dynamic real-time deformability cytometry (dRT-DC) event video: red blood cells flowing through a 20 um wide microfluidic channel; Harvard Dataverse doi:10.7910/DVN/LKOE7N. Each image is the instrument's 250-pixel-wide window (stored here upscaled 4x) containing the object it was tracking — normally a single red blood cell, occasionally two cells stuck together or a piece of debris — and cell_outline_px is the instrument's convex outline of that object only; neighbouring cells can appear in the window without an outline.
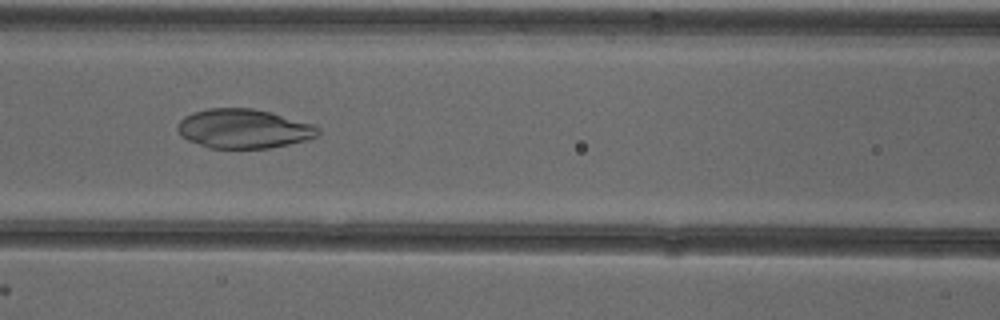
{"species": "common noctule bat (a hibernating species)", "species_latin": "Nyctalus noctula", "temperature_condition": "cold", "stored_images_in_passage": 50, "camera_frame_rate_fps": 3000, "um_per_image_px": 0.085, "animal": {"sex": "female"}, "frame": {"image": 1, "passage_image": 21, "time_ms": 6.667, "image_size_px": [1000, 320], "cell_outline_px": [[320, 132], [316, 136], [304, 140], [288, 144], [268, 148], [208, 148], [188, 140], [180, 136], [176, 132], [176, 124], [184, 116], [192, 112], [208, 108], [252, 108], [272, 112], [312, 124], [320, 128]], "centroid_in_image_um": [20.65, 10.93], "position_along_channel_um": 146.0, "area_um2": 32.31}}
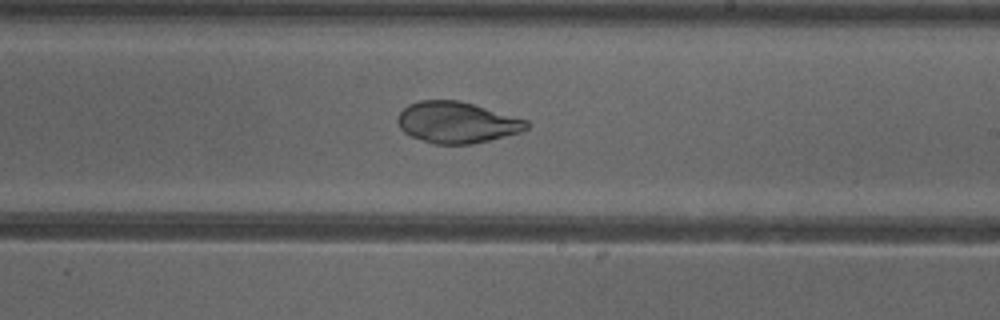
{"frame": {"image": 2, "passage_image": 29, "time_ms": 9.333, "image_size_px": [1000, 320], "cell_outline_px": [[532, 124], [528, 128], [520, 132], [472, 144], [436, 144], [412, 136], [404, 132], [400, 128], [396, 120], [396, 116], [408, 104], [420, 100], [460, 100], [528, 120]], "centroid_in_image_um": [38.83, 10.39], "position_along_channel_um": 250.2, "area_um2": 30.98}}
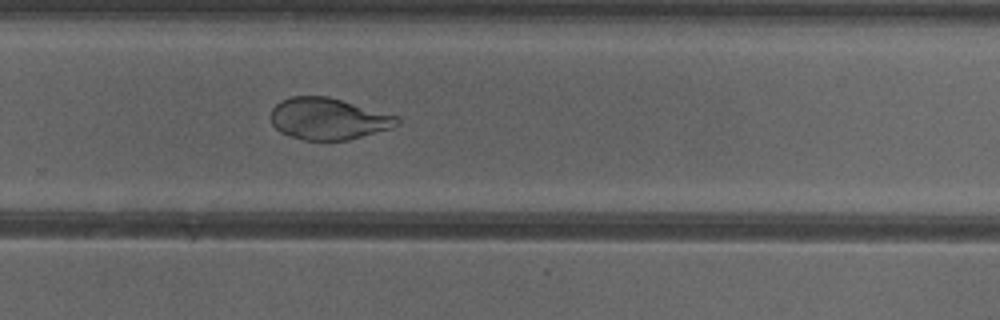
{"frame": {"image": 3, "passage_image": 33, "time_ms": 10.667, "image_size_px": [1000, 320], "cell_outline_px": [[400, 124], [392, 128], [348, 140], [304, 140], [280, 132], [272, 124], [272, 108], [280, 100], [292, 96], [328, 96], [396, 116], [400, 120]], "centroid_in_image_um": [27.89, 10.1], "position_along_channel_um": 301.9, "area_um2": 30.4}}